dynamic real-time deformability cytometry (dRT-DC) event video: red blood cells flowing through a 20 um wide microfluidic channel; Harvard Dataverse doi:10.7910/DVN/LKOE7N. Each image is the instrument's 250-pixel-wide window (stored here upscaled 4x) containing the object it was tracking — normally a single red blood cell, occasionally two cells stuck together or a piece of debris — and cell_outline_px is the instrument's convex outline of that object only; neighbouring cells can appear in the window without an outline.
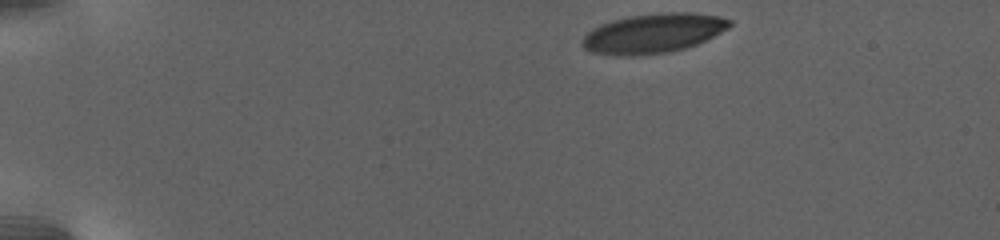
{"species": "human", "species_latin": "Homo sapiens", "temperature_condition": "warm", "stored_images_in_passage": 27, "camera_frame_rate_fps": 3000, "um_per_image_px": 0.085, "donor": {"sex": "female"}, "frame": {"image": 1, "passage_image": 1, "time_ms": 0.0, "image_size_px": [1000, 240], "cell_outline_px": [[732, 24], [728, 28], [696, 44], [684, 48], [668, 52], [632, 56], [616, 56], [592, 52], [584, 48], [580, 44], [584, 36], [592, 28], [600, 24], [612, 20], [628, 16], [668, 12], [692, 12], [720, 16], [732, 20]], "centroid_in_image_um": [55.49, 2.82], "position_along_channel_um": 29.5, "area_um2": 33.93}}
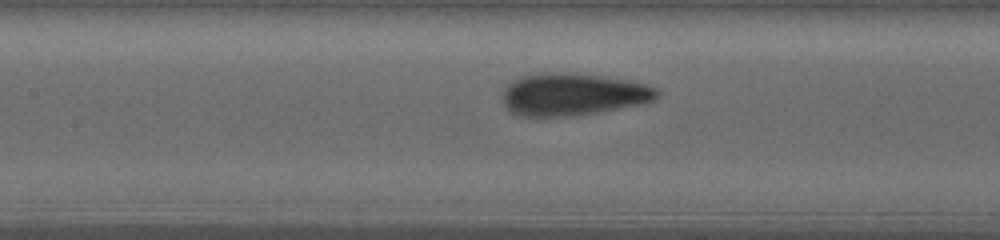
{"frame": {"image": 2, "passage_image": 16, "time_ms": 8.333, "image_size_px": [1000, 240], "cell_outline_px": [[660, 96], [656, 100], [644, 104], [572, 116], [520, 116], [512, 112], [504, 104], [504, 88], [512, 80], [520, 76], [544, 72], [572, 72], [628, 80], [660, 88]], "centroid_in_image_um": [48.75, 8.01], "position_along_channel_um": 158.7, "area_um2": 38.38}}
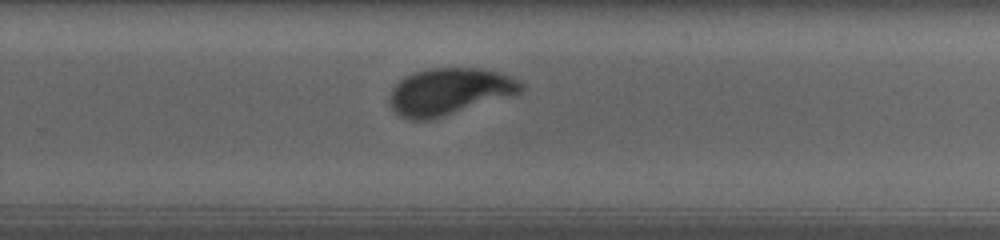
{"frame": {"image": 3, "passage_image": 27, "time_ms": 13.333, "image_size_px": [1000, 240], "cell_outline_px": [[524, 88], [520, 92], [444, 116], [428, 120], [412, 120], [400, 116], [392, 108], [388, 100], [388, 96], [392, 88], [404, 76], [428, 68], [480, 68], [500, 72], [520, 80], [524, 84]], "centroid_in_image_um": [38.16, 7.76], "position_along_channel_um": 291.6, "area_um2": 35.66}}